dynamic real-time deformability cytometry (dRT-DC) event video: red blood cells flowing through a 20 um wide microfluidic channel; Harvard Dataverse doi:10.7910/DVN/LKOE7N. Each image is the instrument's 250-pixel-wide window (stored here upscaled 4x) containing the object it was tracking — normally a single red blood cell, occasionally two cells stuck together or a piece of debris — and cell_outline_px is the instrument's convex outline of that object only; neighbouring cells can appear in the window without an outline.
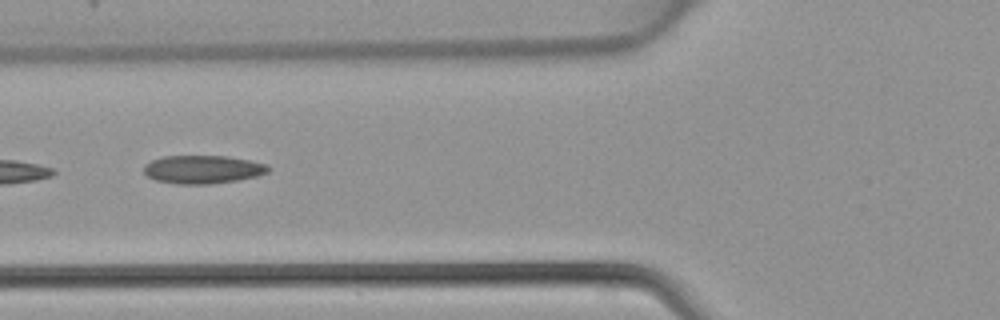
{"species": "common noctule bat (a hibernating species)", "species_latin": "Nyctalus noctula", "temperature_condition": "warm", "stored_images_in_passage": 5, "camera_frame_rate_fps": 3000, "um_per_image_px": 0.085, "animal": {"sex": "female", "body_mass_g": 22.7, "forearm_length_mm": 54.2}, "frame": {"image": 1, "passage_image": 4, "time_ms": 1.0, "image_size_px": [1000, 320], "cell_outline_px": [[272, 168], [268, 172], [256, 176], [240, 180], [212, 184], [176, 184], [156, 180], [148, 176], [144, 172], [144, 164], [152, 160], [164, 156], [228, 156], [268, 164]], "centroid_in_image_um": [17.26, 14.4], "position_along_channel_um": 108.5, "area_um2": 20.63}}
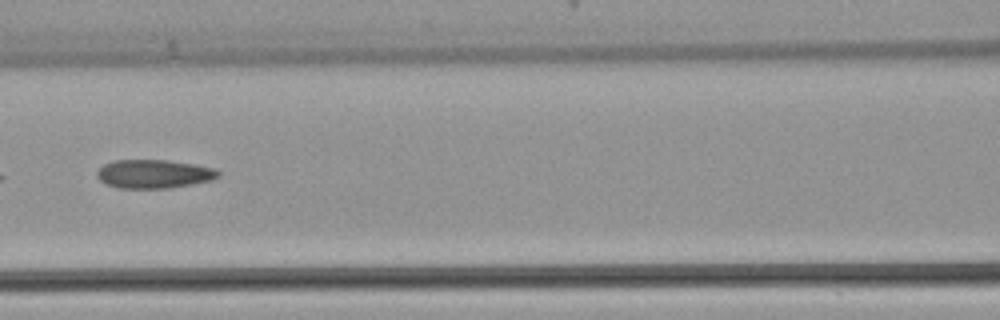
{"frame": {"image": 2, "passage_image": 5, "time_ms": 1.333, "image_size_px": [1000, 320], "cell_outline_px": [[220, 176], [212, 180], [192, 184], [168, 188], [120, 188], [104, 184], [96, 176], [96, 172], [104, 164], [112, 160], [168, 160], [216, 168], [220, 172]], "centroid_in_image_um": [13.07, 14.78], "position_along_channel_um": 153.5, "area_um2": 20.35}}